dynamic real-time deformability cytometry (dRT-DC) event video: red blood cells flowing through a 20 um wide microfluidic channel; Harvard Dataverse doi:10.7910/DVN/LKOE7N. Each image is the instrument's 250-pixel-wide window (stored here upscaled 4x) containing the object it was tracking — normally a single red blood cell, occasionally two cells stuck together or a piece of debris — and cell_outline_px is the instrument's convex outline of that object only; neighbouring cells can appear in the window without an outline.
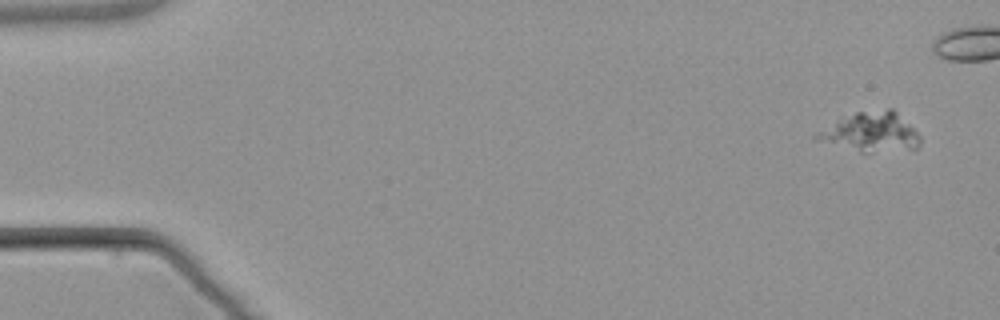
{"species": "common noctule bat (a hibernating species)", "species_latin": "Nyctalus noctula", "temperature_condition": "warm", "stored_images_in_passage": 5, "camera_frame_rate_fps": 3000, "um_per_image_px": 0.085, "animal": {"sex": "male", "body_mass_g": 21.5, "forearm_length_mm": 52.0}, "frame": {"image": 1, "passage_image": 1, "time_ms": 0.0, "image_size_px": [1000, 320], "cell_outline_px": [[920, 144], [916, 148], [872, 152], [860, 152], [812, 140], [812, 136], [836, 120], [856, 112], [888, 108], [892, 108], [920, 136]], "centroid_in_image_um": [73.96, 11.24], "position_along_channel_um": 11.0, "area_um2": 23.52}}